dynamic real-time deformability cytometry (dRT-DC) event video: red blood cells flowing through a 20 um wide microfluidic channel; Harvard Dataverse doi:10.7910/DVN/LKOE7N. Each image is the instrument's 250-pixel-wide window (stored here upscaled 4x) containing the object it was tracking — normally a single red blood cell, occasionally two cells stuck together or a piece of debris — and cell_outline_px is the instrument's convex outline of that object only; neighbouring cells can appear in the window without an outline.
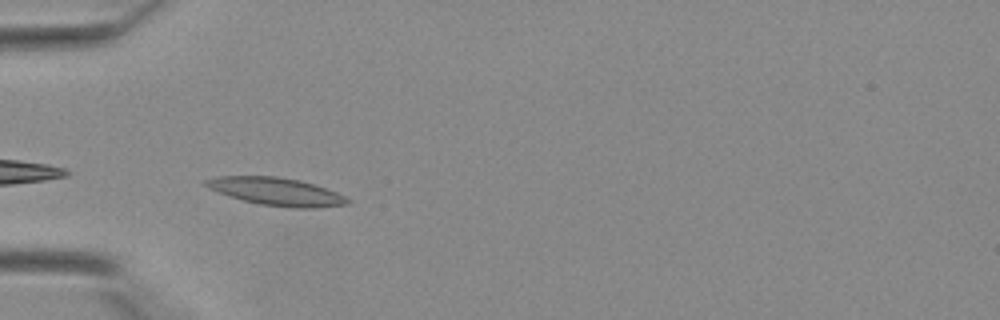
{"species": "Egyptian fruit bat (a non-hibernating species)", "species_latin": "Rousettus aegyptiacus", "temperature_condition": "warm", "stored_images_in_passage": 24, "camera_frame_rate_fps": 3000, "um_per_image_px": 0.085, "animal": {"sex": "female"}, "frame": {"image": 1, "passage_image": 1, "time_ms": 0.0, "image_size_px": [1000, 320], "cell_outline_px": [[352, 200], [348, 204], [316, 208], [296, 208], [260, 204], [228, 196], [208, 188], [204, 184], [204, 180], [216, 176], [276, 176], [300, 180], [336, 192]], "centroid_in_image_um": [23.47, 16.28], "position_along_channel_um": 61.5, "area_um2": 22.83}}
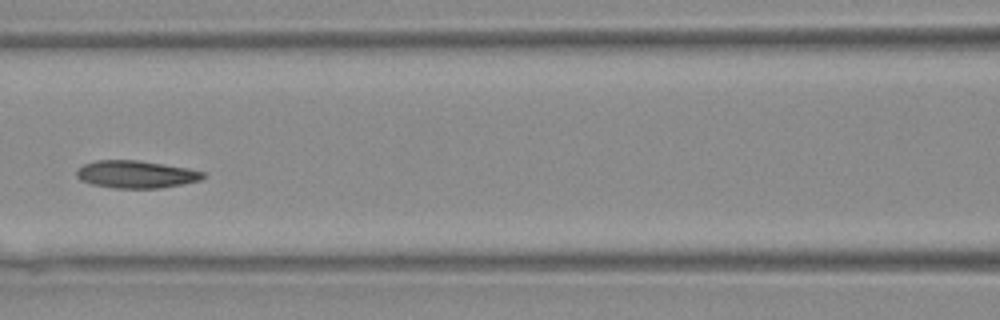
{"frame": {"image": 2, "passage_image": 7, "time_ms": 2.0, "image_size_px": [1000, 320], "cell_outline_px": [[204, 176], [200, 180], [160, 188], [116, 188], [92, 184], [80, 180], [76, 176], [76, 172], [84, 164], [96, 160], [140, 160], [188, 168], [204, 172]], "centroid_in_image_um": [11.54, 14.81], "position_along_channel_um": 155.1, "area_um2": 20.11}}
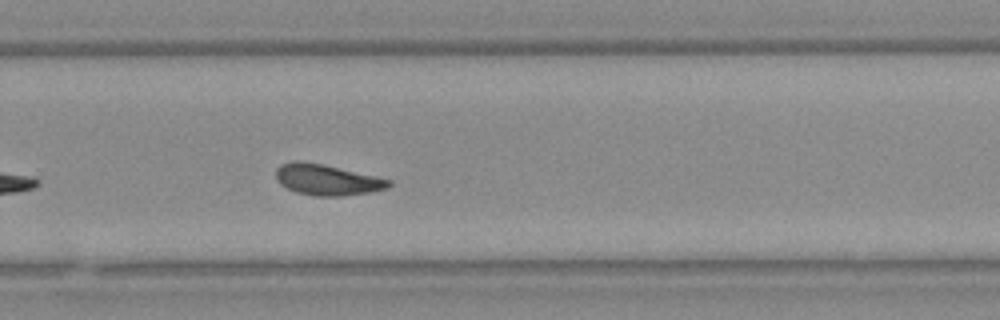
{"frame": {"image": 3, "passage_image": 16, "time_ms": 5.0, "image_size_px": [1000, 320], "cell_outline_px": [[392, 184], [388, 188], [368, 192], [344, 196], [316, 196], [296, 192], [280, 184], [276, 180], [276, 168], [280, 164], [296, 160], [320, 164], [392, 180]], "centroid_in_image_um": [27.77, 15.29], "position_along_channel_um": 302.0, "area_um2": 20.06}}